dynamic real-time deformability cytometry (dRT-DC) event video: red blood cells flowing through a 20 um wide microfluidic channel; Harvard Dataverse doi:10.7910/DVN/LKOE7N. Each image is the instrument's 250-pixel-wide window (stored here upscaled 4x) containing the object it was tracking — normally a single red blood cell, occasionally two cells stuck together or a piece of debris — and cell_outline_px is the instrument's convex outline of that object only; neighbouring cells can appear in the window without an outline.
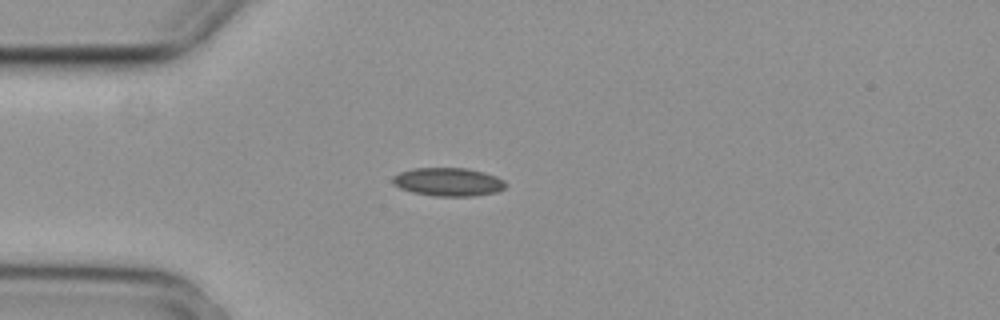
{"species": "common noctule bat (a hibernating species)", "species_latin": "Nyctalus noctula", "temperature_condition": "cold", "stored_images_in_passage": 2, "camera_frame_rate_fps": 3000, "um_per_image_px": 0.085, "animal": {"sex": "female", "body_mass_g": 29.2, "forearm_length_mm": 56.3}, "frame": {"image": 1, "passage_image": 2, "time_ms": 0.333, "image_size_px": [1000, 320], "cell_outline_px": [[508, 184], [504, 188], [496, 192], [476, 196], [432, 196], [412, 192], [400, 188], [392, 184], [392, 176], [400, 172], [412, 168], [464, 168], [484, 172], [496, 176], [504, 180]], "centroid_in_image_um": [38.09, 15.46], "position_along_channel_um": 46.9, "area_um2": 18.84}}